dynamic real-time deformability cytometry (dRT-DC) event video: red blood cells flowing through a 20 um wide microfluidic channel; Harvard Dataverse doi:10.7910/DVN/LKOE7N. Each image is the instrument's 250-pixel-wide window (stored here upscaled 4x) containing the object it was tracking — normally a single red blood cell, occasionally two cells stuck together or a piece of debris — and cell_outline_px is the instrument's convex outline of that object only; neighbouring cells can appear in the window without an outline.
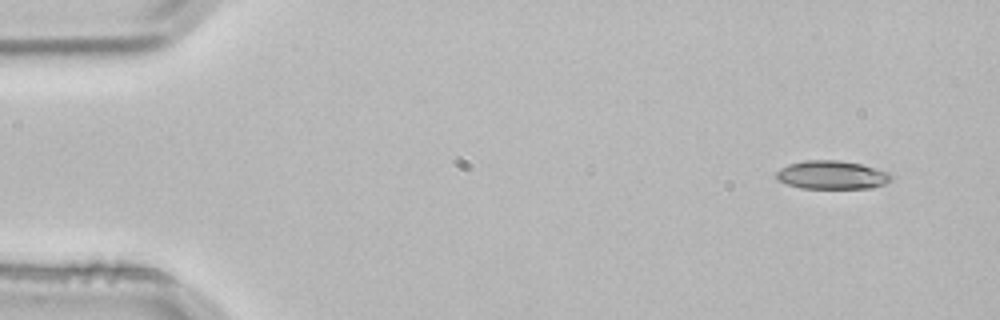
{"species": "common noctule bat (a hibernating species)", "species_latin": "Nyctalus noctula", "temperature_condition": "room temperature", "stored_images_in_passage": 3, "camera_frame_rate_fps": 3000, "um_per_image_px": 0.085, "animal": {"sex": "male", "body_mass_g": 21.5, "forearm_length_mm": 52.0}, "frame": {"image": 1, "passage_image": 1, "time_ms": 0.0, "image_size_px": [1000, 320], "cell_outline_px": [[892, 180], [888, 184], [872, 188], [800, 188], [776, 180], [776, 172], [780, 168], [788, 164], [804, 160], [840, 160], [860, 164], [876, 168], [888, 172], [892, 176]], "centroid_in_image_um": [70.72, 14.87], "position_along_channel_um": 14.3, "area_um2": 19.25}}
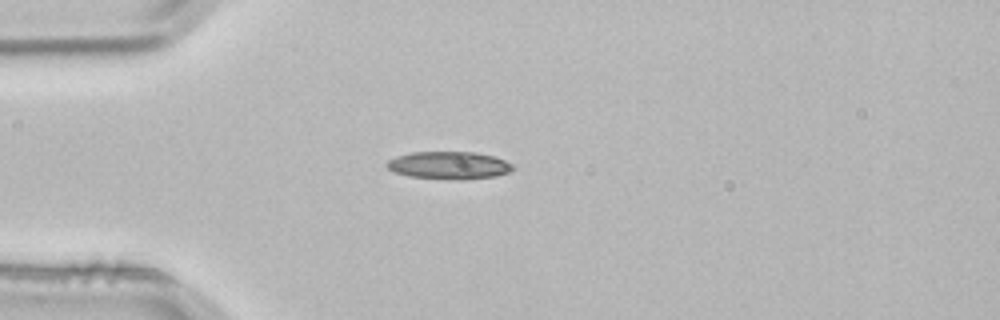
{"frame": {"image": 2, "passage_image": 3, "time_ms": 0.667, "image_size_px": [1000, 320], "cell_outline_px": [[516, 168], [512, 172], [496, 176], [460, 180], [452, 180], [408, 176], [396, 172], [388, 168], [388, 160], [396, 156], [412, 152], [476, 152], [496, 156], [512, 164]], "centroid_in_image_um": [38.24, 14.05], "position_along_channel_um": 46.8, "area_um2": 20.46}}